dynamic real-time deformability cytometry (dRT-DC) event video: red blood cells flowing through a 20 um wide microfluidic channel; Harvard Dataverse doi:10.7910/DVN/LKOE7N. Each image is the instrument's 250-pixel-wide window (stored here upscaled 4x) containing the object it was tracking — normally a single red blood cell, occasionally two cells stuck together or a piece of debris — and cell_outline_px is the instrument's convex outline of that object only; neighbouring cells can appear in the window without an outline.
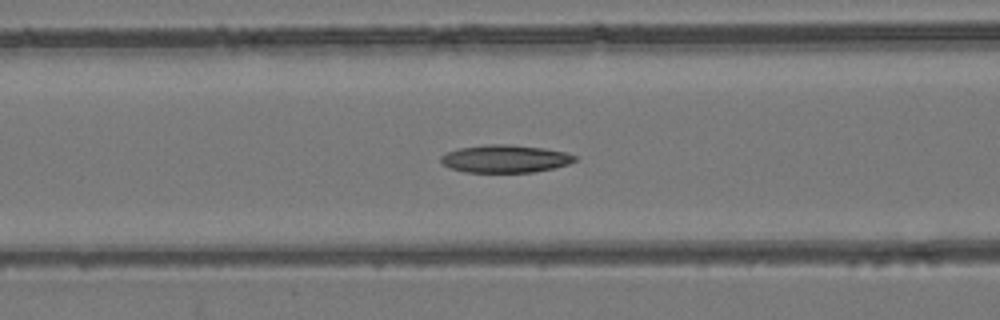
{"species": "common noctule bat (a hibernating species)", "species_latin": "Nyctalus noctula", "temperature_condition": "room temperature", "stored_images_in_passage": 55, "camera_frame_rate_fps": 3000, "um_per_image_px": 0.085, "animal": {"sex": "female", "body_mass_g": 24.6, "forearm_length_mm": 56.2}, "frame": {"image": 1, "passage_image": 22, "time_ms": 7.0, "image_size_px": [1000, 320], "cell_outline_px": [[576, 160], [568, 164], [556, 168], [536, 172], [464, 172], [440, 164], [440, 156], [448, 152], [460, 148], [484, 144], [508, 144], [544, 148], [564, 152], [576, 156]], "centroid_in_image_um": [42.93, 13.5], "position_along_channel_um": 123.7, "area_um2": 21.73}}
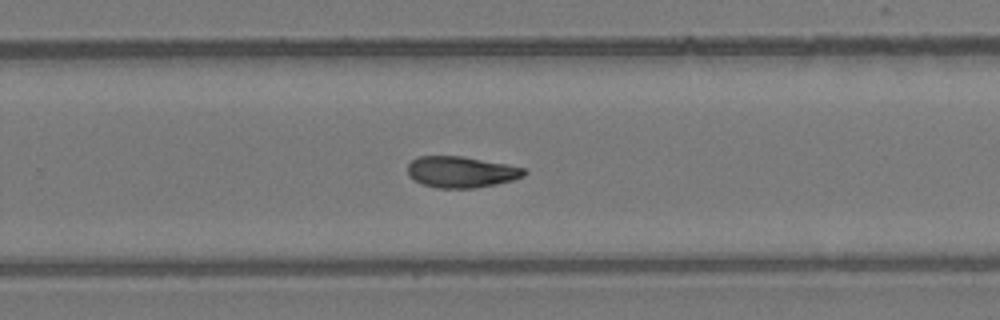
{"frame": {"image": 2, "passage_image": 35, "time_ms": 11.333, "image_size_px": [1000, 320], "cell_outline_px": [[528, 172], [524, 176], [512, 180], [496, 184], [476, 188], [436, 188], [424, 184], [408, 176], [408, 164], [412, 160], [420, 156], [460, 156], [508, 164], [528, 168]], "centroid_in_image_um": [39.25, 14.61], "position_along_channel_um": 290.6, "area_um2": 21.27}}
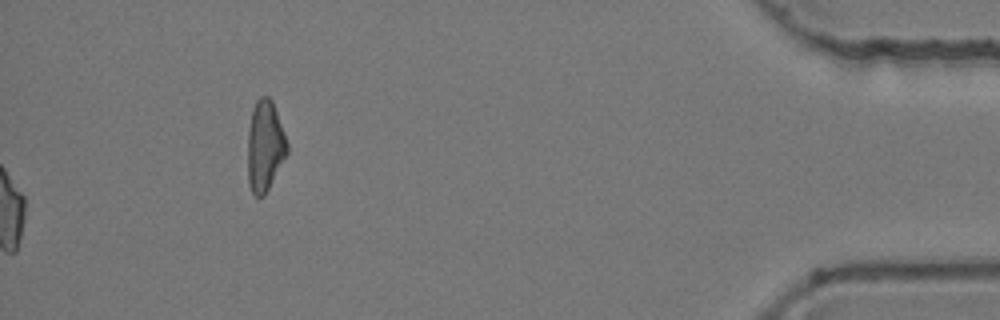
{"frame": {"image": 3, "passage_image": 55, "time_ms": 18.0, "image_size_px": [1000, 320], "cell_outline_px": [[288, 152], [264, 196], [256, 196], [252, 192], [248, 184], [248, 128], [252, 108], [256, 100], [260, 96], [268, 96], [272, 100], [284, 132], [288, 144]], "centroid_in_image_um": [22.51, 12.38], "position_along_channel_um": 412.7, "area_um2": 20.87}}